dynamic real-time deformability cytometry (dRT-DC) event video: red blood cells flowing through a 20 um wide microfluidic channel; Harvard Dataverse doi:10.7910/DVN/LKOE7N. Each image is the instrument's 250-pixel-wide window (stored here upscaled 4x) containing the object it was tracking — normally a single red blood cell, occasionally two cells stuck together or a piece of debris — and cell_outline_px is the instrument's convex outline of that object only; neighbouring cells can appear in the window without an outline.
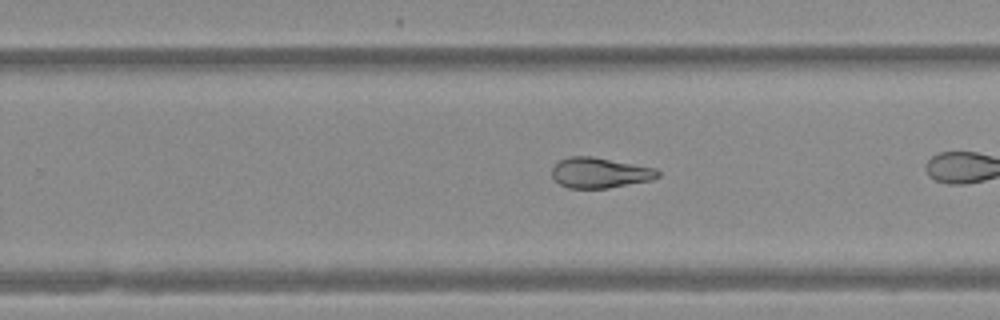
{"species": "Egyptian fruit bat (a non-hibernating species)", "species_latin": "Rousettus aegyptiacus", "temperature_condition": "warm", "stored_images_in_passage": 26, "camera_frame_rate_fps": 3000, "um_per_image_px": 0.085, "animal": {"sex": "female"}, "frame": {"image": 1, "passage_image": 19, "time_ms": 6.0, "image_size_px": [1000, 320], "cell_outline_px": [[660, 176], [652, 180], [608, 188], [568, 188], [560, 184], [552, 176], [552, 168], [560, 160], [568, 156], [592, 156], [656, 168], [660, 172]], "centroid_in_image_um": [51.0, 14.68], "position_along_channel_um": 278.8, "area_um2": 18.79}}
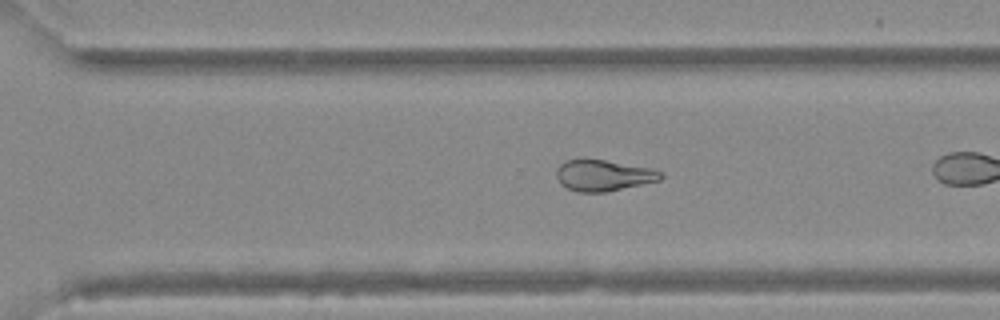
{"frame": {"image": 2, "passage_image": 22, "time_ms": 7.0, "image_size_px": [1000, 320], "cell_outline_px": [[664, 176], [660, 180], [604, 192], [576, 192], [560, 184], [556, 176], [556, 168], [564, 160], [604, 160], [648, 168], [664, 172]], "centroid_in_image_um": [51.26, 14.92], "position_along_channel_um": 319.3, "area_um2": 18.67}}